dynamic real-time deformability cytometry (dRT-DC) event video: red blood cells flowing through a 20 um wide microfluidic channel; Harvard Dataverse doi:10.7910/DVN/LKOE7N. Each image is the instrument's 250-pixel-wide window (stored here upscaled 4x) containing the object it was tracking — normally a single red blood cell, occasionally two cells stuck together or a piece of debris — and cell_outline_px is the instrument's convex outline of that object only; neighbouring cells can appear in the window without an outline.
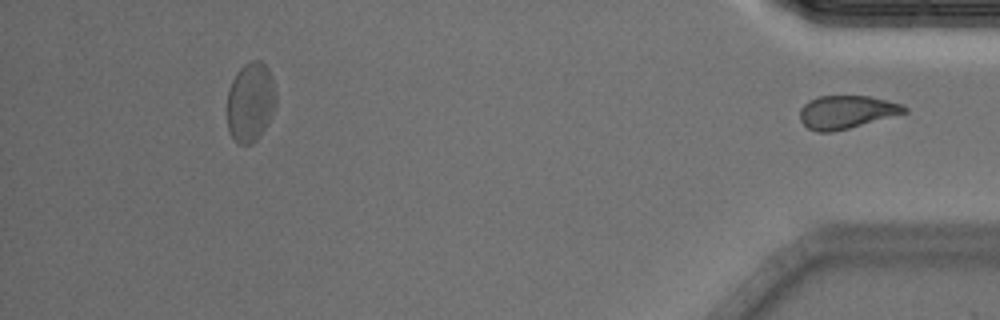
{"species": "Egyptian fruit bat (a non-hibernating species)", "species_latin": "Rousettus aegyptiacus", "temperature_condition": "cold", "stored_images_in_passage": 52, "segment_of_instrument_passage": [2, 2], "camera_frame_rate_fps": 3000, "um_per_image_px": 0.085, "animal": {"sex": "male"}, "frame": {"image": 1, "passage_image": 52, "time_ms": 17.0, "image_size_px": [1000, 320], "cell_outline_px": [[908, 112], [848, 128], [832, 132], [816, 132], [808, 128], [800, 120], [800, 108], [808, 100], [820, 96], [868, 96], [900, 104], [908, 108]], "centroid_in_image_um": [71.91, 9.52], "position_along_channel_um": 363.3, "area_um2": 19.94}}